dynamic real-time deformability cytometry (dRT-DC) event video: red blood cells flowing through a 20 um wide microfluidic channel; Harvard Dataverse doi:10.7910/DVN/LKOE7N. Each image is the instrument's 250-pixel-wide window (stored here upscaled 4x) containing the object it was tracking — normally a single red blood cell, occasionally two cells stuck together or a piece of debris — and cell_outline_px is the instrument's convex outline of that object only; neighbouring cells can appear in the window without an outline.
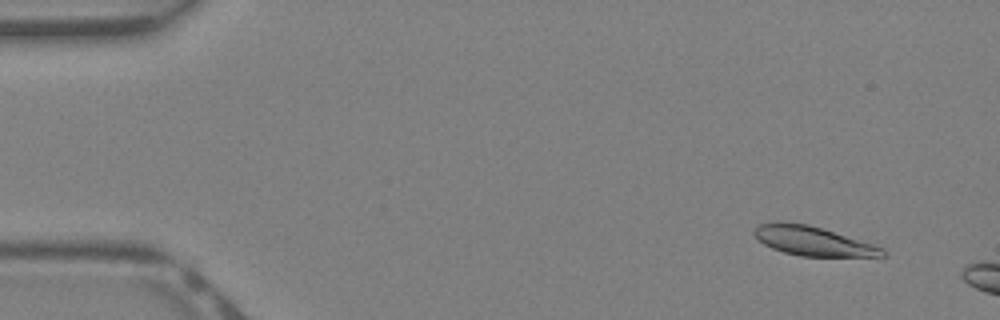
{"species": "Egyptian fruit bat (a non-hibernating species)", "species_latin": "Rousettus aegyptiacus", "temperature_condition": "warm", "stored_images_in_passage": 7, "camera_frame_rate_fps": 3000, "um_per_image_px": 0.085, "animal": {"sex": "female"}, "frame": {"image": 1, "passage_image": 3, "time_ms": 0.667, "image_size_px": [1000, 320], "cell_outline_px": [[884, 256], [800, 256], [784, 252], [772, 248], [764, 244], [752, 232], [756, 224], [776, 220], [780, 220], [808, 224], [872, 244], [884, 248]], "centroid_in_image_um": [69.0, 20.45], "position_along_channel_um": 16.0, "area_um2": 21.79}}